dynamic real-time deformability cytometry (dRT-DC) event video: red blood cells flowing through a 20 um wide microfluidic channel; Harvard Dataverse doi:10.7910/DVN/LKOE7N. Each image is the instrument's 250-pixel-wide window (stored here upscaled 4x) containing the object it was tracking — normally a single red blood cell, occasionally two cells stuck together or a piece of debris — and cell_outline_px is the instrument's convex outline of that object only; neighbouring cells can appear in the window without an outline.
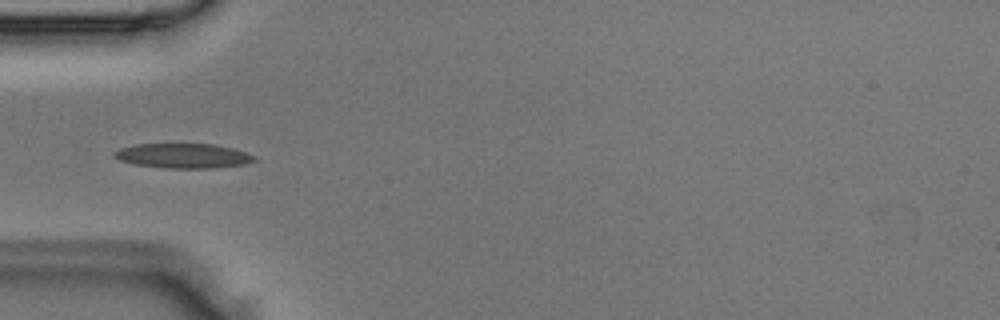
{"species": "Egyptian fruit bat (a non-hibernating species)", "species_latin": "Rousettus aegyptiacus", "temperature_condition": "room temperature", "stored_images_in_passage": 5, "camera_frame_rate_fps": 3000, "um_per_image_px": 0.085, "animal": {"sex": "male"}, "frame": {"image": 1, "passage_image": 3, "time_ms": 0.667, "image_size_px": [1000, 320], "cell_outline_px": [[256, 160], [244, 164], [212, 168], [168, 168], [136, 164], [120, 160], [112, 156], [112, 152], [120, 148], [136, 144], [216, 144], [232, 148], [256, 156]], "centroid_in_image_um": [15.56, 13.23], "position_along_channel_um": 69.4, "area_um2": 20.06}}
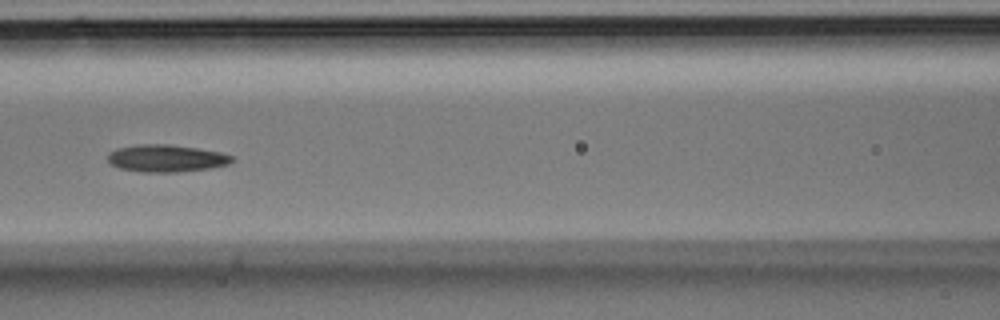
{"frame": {"image": 2, "passage_image": 5, "time_ms": 1.333, "image_size_px": [1000, 320], "cell_outline_px": [[232, 160], [228, 164], [208, 168], [176, 172], [144, 172], [120, 168], [112, 164], [108, 160], [108, 152], [120, 148], [136, 144], [168, 144], [196, 148], [220, 152], [232, 156]], "centroid_in_image_um": [14.11, 13.45], "position_along_channel_um": 152.5, "area_um2": 19.42}}